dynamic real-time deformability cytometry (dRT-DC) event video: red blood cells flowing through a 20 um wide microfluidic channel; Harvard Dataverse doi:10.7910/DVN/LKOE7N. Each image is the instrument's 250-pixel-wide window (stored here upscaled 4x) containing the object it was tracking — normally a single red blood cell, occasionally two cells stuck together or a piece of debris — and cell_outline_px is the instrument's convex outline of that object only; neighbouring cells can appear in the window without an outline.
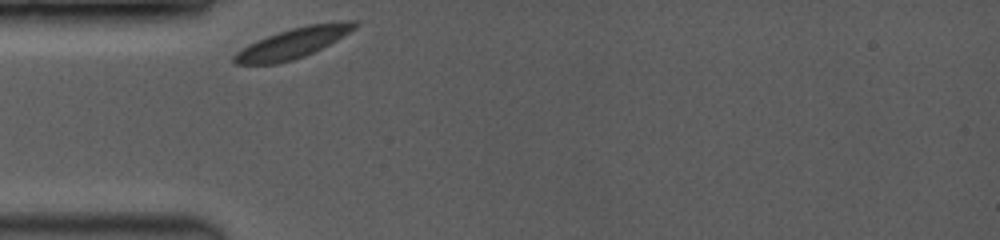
{"species": "common noctule bat (a hibernating species)", "species_latin": "Nyctalus noctula", "temperature_condition": "room temperature", "stored_images_in_passage": 33, "camera_frame_rate_fps": 3500, "um_per_image_px": 0.085, "animal": {"sex": "female", "body_mass_g": 19.0, "forearm_length_mm": 53.3}, "frame": {"image": 1, "passage_image": 1, "time_ms": 0.0, "image_size_px": [1000, 240], "cell_outline_px": [[360, 24], [356, 28], [336, 40], [304, 56], [292, 60], [276, 64], [232, 64], [232, 56], [236, 52], [248, 44], [256, 40], [292, 28], [308, 24], [348, 20], [356, 20]], "centroid_in_image_um": [24.89, 3.65], "position_along_channel_um": 60.1, "area_um2": 21.15}}
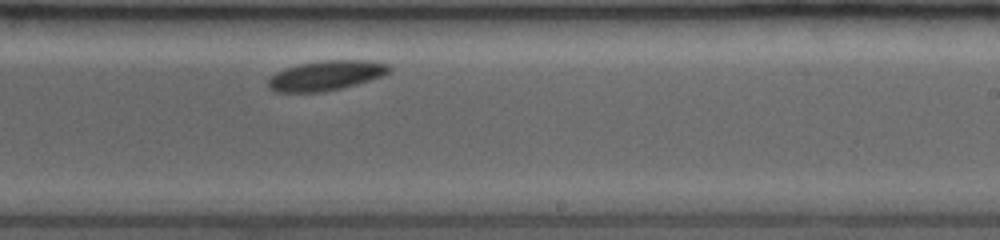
{"frame": {"image": 2, "passage_image": 19, "time_ms": 5.429, "image_size_px": [1000, 240], "cell_outline_px": [[392, 68], [388, 72], [380, 76], [356, 84], [340, 88], [320, 92], [276, 92], [268, 88], [268, 80], [276, 72], [300, 64], [320, 60], [372, 60], [388, 64]], "centroid_in_image_um": [27.7, 6.41], "position_along_channel_um": 261.3, "area_um2": 20.81}}
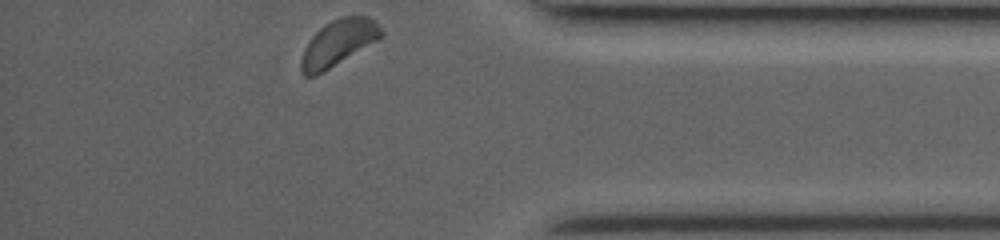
{"frame": {"image": 3, "passage_image": 33, "time_ms": 9.429, "image_size_px": [1000, 240], "cell_outline_px": [[380, 40], [324, 72], [316, 76], [304, 76], [300, 72], [300, 60], [304, 48], [312, 36], [324, 24], [340, 16], [368, 16], [376, 20], [380, 28]], "centroid_in_image_um": [28.73, 3.66], "position_along_channel_um": 406.5, "area_um2": 21.79}, "authors_computed_cell_mechanics": {"area_um2": 20.9236, "velocity_mm_per_s": 3.8017, "shape_relaxation_time_tau1_ms": 1.507, "shape_relaxation_time_tau2_ms": null, "deformation_change_tau1": 0.0452, "deformation_change_tau2": null}}